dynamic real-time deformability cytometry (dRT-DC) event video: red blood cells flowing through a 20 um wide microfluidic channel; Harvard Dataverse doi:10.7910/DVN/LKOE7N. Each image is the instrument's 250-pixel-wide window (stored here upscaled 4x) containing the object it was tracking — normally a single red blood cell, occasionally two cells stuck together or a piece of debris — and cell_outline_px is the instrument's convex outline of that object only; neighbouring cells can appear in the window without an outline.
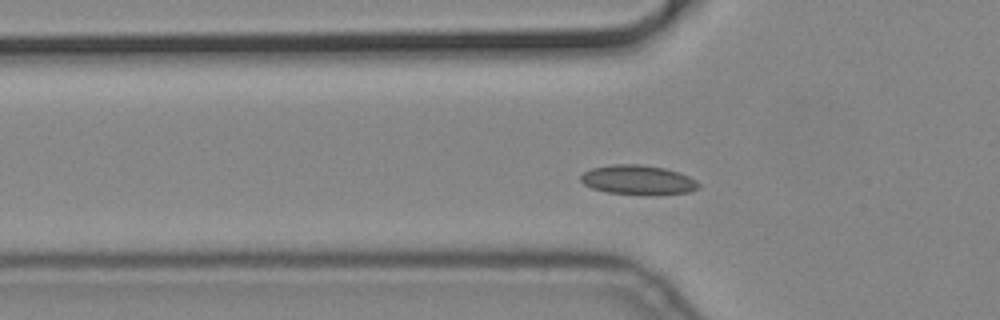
{"species": "common noctule bat (a hibernating species)", "species_latin": "Nyctalus noctula", "temperature_condition": "cold", "stored_images_in_passage": 47, "camera_frame_rate_fps": 3000, "um_per_image_px": 0.085, "animal": {"sex": "male", "body_mass_g": 19.2, "forearm_length_mm": 51.8}, "frame": {"image": 1, "passage_image": 8, "time_ms": 2.333, "image_size_px": [1000, 320], "cell_outline_px": [[700, 188], [688, 192], [608, 192], [592, 188], [584, 184], [580, 180], [580, 176], [584, 172], [592, 168], [612, 164], [640, 164], [664, 168], [680, 172], [696, 180], [700, 184]], "centroid_in_image_um": [54.21, 15.23], "position_along_channel_um": 71.6, "area_um2": 19.36}}
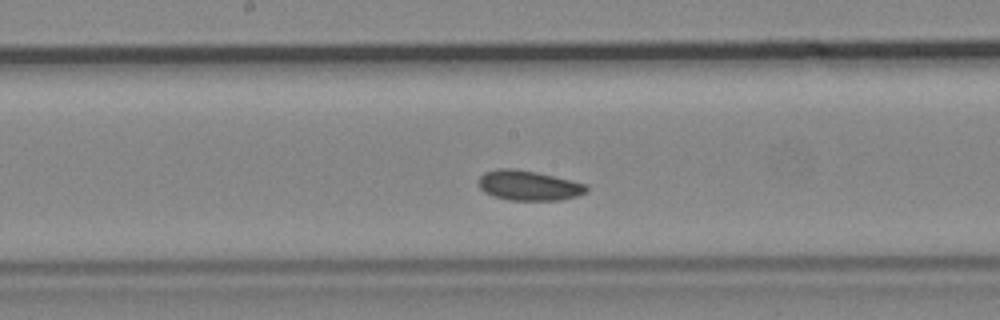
{"frame": {"image": 2, "passage_image": 19, "time_ms": 6.0, "image_size_px": [1000, 320], "cell_outline_px": [[588, 192], [576, 196], [560, 200], [508, 200], [492, 196], [484, 192], [480, 188], [476, 180], [484, 172], [496, 168], [512, 168], [536, 172], [588, 184]], "centroid_in_image_um": [44.9, 15.76], "position_along_channel_um": 203.3, "area_um2": 19.07}}
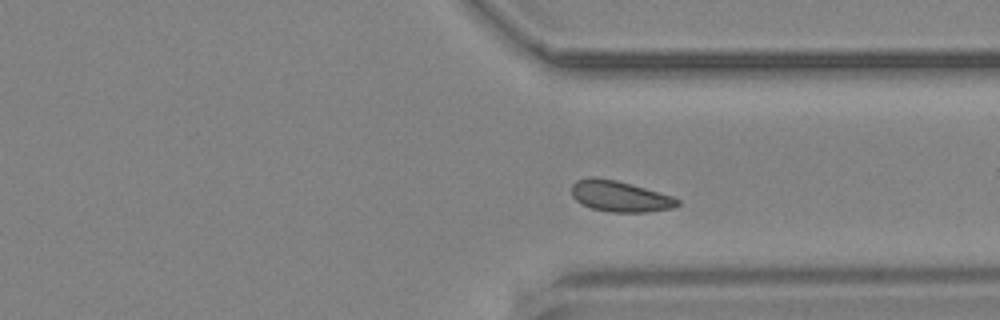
{"frame": {"image": 3, "passage_image": 32, "time_ms": 10.333, "image_size_px": [1000, 320], "cell_outline_px": [[680, 204], [672, 208], [648, 212], [608, 212], [592, 208], [580, 204], [572, 196], [572, 184], [576, 180], [588, 176], [596, 176], [616, 180], [672, 196], [680, 200]], "centroid_in_image_um": [52.65, 16.68], "position_along_channel_um": 358.8, "area_um2": 19.19}}